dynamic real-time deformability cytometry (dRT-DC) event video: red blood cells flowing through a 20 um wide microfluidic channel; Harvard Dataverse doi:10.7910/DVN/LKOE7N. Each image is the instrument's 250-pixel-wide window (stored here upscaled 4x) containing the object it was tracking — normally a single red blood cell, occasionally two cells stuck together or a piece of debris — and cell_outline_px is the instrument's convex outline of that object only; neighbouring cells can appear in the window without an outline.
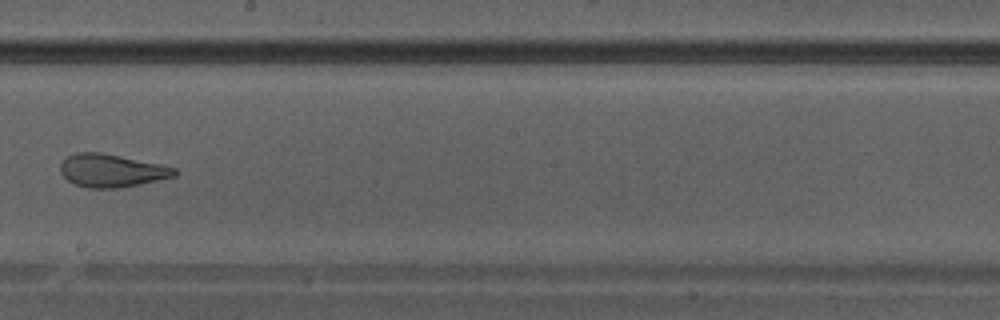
{"species": "Egyptian fruit bat (a non-hibernating species)", "species_latin": "Rousettus aegyptiacus", "temperature_condition": "warm", "stored_images_in_passage": 29, "camera_frame_rate_fps": 3000, "um_per_image_px": 0.085, "animal": {"sex": "male"}, "frame": {"image": 1, "passage_image": 13, "time_ms": 4.0, "image_size_px": [1000, 320], "cell_outline_px": [[180, 172], [176, 176], [140, 184], [120, 188], [88, 188], [76, 184], [68, 180], [60, 172], [60, 164], [68, 156], [76, 152], [100, 152], [160, 164], [176, 168]], "centroid_in_image_um": [9.51, 14.5], "position_along_channel_um": 238.7, "area_um2": 21.91}}
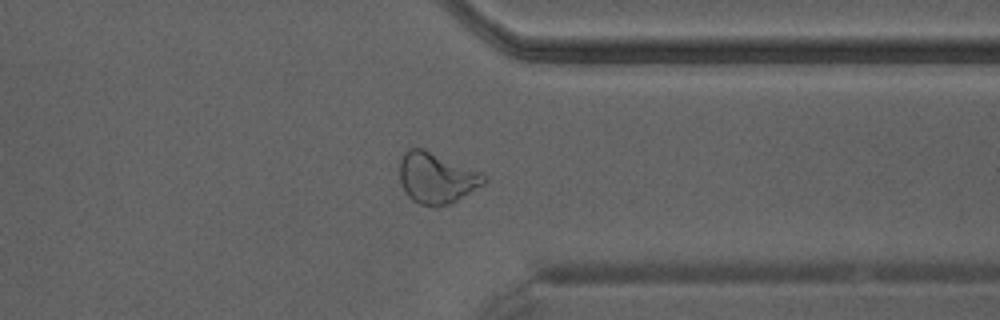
{"frame": {"image": 2, "passage_image": 21, "time_ms": 6.667, "image_size_px": [1000, 320], "cell_outline_px": [[488, 180], [484, 184], [452, 204], [436, 208], [420, 204], [412, 200], [404, 192], [400, 184], [400, 156], [408, 148], [424, 148], [484, 172], [488, 176]], "centroid_in_image_um": [37.13, 15.13], "position_along_channel_um": 374.3, "area_um2": 25.89}}